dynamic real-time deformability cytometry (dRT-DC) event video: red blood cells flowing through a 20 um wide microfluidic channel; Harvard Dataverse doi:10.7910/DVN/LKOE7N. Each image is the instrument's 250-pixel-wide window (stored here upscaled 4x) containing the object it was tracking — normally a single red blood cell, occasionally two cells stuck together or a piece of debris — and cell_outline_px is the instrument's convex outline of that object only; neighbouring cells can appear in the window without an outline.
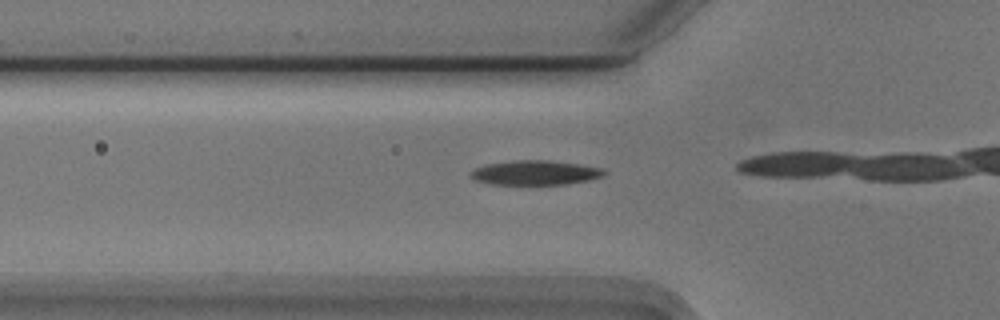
{"species": "Egyptian fruit bat (a non-hibernating species)", "species_latin": "Rousettus aegyptiacus", "temperature_condition": "cold", "stored_images_in_passage": 5, "camera_frame_rate_fps": 3000, "um_per_image_px": 0.085, "animal": {"sex": "male"}, "frame": {"image": 1, "passage_image": 3, "time_ms": 0.667, "image_size_px": [1000, 320], "cell_outline_px": [[608, 172], [604, 176], [588, 180], [564, 184], [492, 184], [476, 180], [468, 176], [468, 172], [476, 168], [488, 164], [516, 160], [548, 160], [580, 164], [600, 168]], "centroid_in_image_um": [45.49, 14.67], "position_along_channel_um": 80.3, "area_um2": 18.96}}